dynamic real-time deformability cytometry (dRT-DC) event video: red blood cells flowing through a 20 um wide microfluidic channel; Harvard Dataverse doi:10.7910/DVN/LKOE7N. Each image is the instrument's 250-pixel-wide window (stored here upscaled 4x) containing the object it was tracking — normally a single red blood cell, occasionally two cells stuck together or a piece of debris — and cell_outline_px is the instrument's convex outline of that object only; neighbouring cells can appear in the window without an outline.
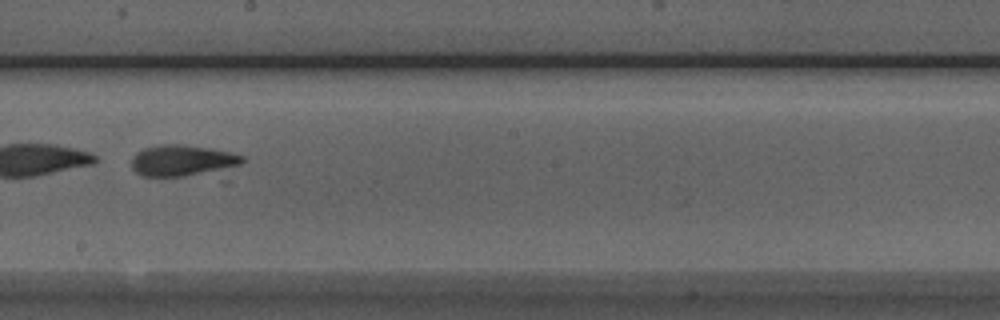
{"species": "Egyptian fruit bat (a non-hibernating species)", "species_latin": "Rousettus aegyptiacus", "temperature_condition": "room temperature", "stored_images_in_passage": 41, "camera_frame_rate_fps": 3000, "um_per_image_px": 0.085, "animal": {"sex": "male"}, "frame": {"image": 1, "passage_image": 18, "time_ms": 5.667, "image_size_px": [1000, 320], "cell_outline_px": [[244, 160], [240, 164], [184, 176], [140, 176], [132, 168], [132, 156], [136, 152], [144, 148], [156, 144], [180, 144], [212, 148], [232, 152], [244, 156]], "centroid_in_image_um": [15.42, 13.61], "position_along_channel_um": 232.8, "area_um2": 19.83}, "authors_computed_cell_mechanics": {"area_um2": 25.2586, "velocity_mm_per_s": 3.816, "shape_relaxation_time_tau1_ms": 1.4823, "shape_relaxation_time_tau2_ms": null, "deformation_change_tau1": 0.2952, "deformation_change_tau2": null}}